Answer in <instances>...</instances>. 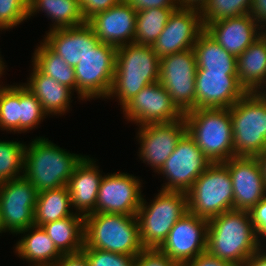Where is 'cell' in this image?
Returning <instances> with one entry per match:
<instances>
[{
  "label": "cell",
  "instance_id": "1",
  "mask_svg": "<svg viewBox=\"0 0 266 266\" xmlns=\"http://www.w3.org/2000/svg\"><path fill=\"white\" fill-rule=\"evenodd\" d=\"M262 247L249 211L233 209L208 220L206 251L210 255L242 266Z\"/></svg>",
  "mask_w": 266,
  "mask_h": 266
},
{
  "label": "cell",
  "instance_id": "2",
  "mask_svg": "<svg viewBox=\"0 0 266 266\" xmlns=\"http://www.w3.org/2000/svg\"><path fill=\"white\" fill-rule=\"evenodd\" d=\"M85 156L70 153L48 138L37 137L25 147L24 174L37 192L68 184L77 165Z\"/></svg>",
  "mask_w": 266,
  "mask_h": 266
},
{
  "label": "cell",
  "instance_id": "3",
  "mask_svg": "<svg viewBox=\"0 0 266 266\" xmlns=\"http://www.w3.org/2000/svg\"><path fill=\"white\" fill-rule=\"evenodd\" d=\"M160 57L152 46L130 43L117 47L113 85L121 109L144 87L159 81Z\"/></svg>",
  "mask_w": 266,
  "mask_h": 266
},
{
  "label": "cell",
  "instance_id": "4",
  "mask_svg": "<svg viewBox=\"0 0 266 266\" xmlns=\"http://www.w3.org/2000/svg\"><path fill=\"white\" fill-rule=\"evenodd\" d=\"M136 257L142 246L136 216L90 213L84 217V246Z\"/></svg>",
  "mask_w": 266,
  "mask_h": 266
},
{
  "label": "cell",
  "instance_id": "5",
  "mask_svg": "<svg viewBox=\"0 0 266 266\" xmlns=\"http://www.w3.org/2000/svg\"><path fill=\"white\" fill-rule=\"evenodd\" d=\"M184 119L187 133L211 163L234 157L230 108L192 109Z\"/></svg>",
  "mask_w": 266,
  "mask_h": 266
},
{
  "label": "cell",
  "instance_id": "6",
  "mask_svg": "<svg viewBox=\"0 0 266 266\" xmlns=\"http://www.w3.org/2000/svg\"><path fill=\"white\" fill-rule=\"evenodd\" d=\"M234 157H257L266 149V97L247 92L230 108Z\"/></svg>",
  "mask_w": 266,
  "mask_h": 266
},
{
  "label": "cell",
  "instance_id": "7",
  "mask_svg": "<svg viewBox=\"0 0 266 266\" xmlns=\"http://www.w3.org/2000/svg\"><path fill=\"white\" fill-rule=\"evenodd\" d=\"M154 198L151 204L142 198L136 215L141 243L145 249H158L174 224L189 212L185 192L160 190Z\"/></svg>",
  "mask_w": 266,
  "mask_h": 266
},
{
  "label": "cell",
  "instance_id": "8",
  "mask_svg": "<svg viewBox=\"0 0 266 266\" xmlns=\"http://www.w3.org/2000/svg\"><path fill=\"white\" fill-rule=\"evenodd\" d=\"M189 212L207 220L234 209L233 186L228 168L212 163L187 192Z\"/></svg>",
  "mask_w": 266,
  "mask_h": 266
},
{
  "label": "cell",
  "instance_id": "9",
  "mask_svg": "<svg viewBox=\"0 0 266 266\" xmlns=\"http://www.w3.org/2000/svg\"><path fill=\"white\" fill-rule=\"evenodd\" d=\"M117 47L100 42L85 54L76 67V92L81 100L107 98L110 94L116 66Z\"/></svg>",
  "mask_w": 266,
  "mask_h": 266
},
{
  "label": "cell",
  "instance_id": "10",
  "mask_svg": "<svg viewBox=\"0 0 266 266\" xmlns=\"http://www.w3.org/2000/svg\"><path fill=\"white\" fill-rule=\"evenodd\" d=\"M187 131L181 136L175 150L157 172L168 182L161 190L187 193L195 180L211 165Z\"/></svg>",
  "mask_w": 266,
  "mask_h": 266
},
{
  "label": "cell",
  "instance_id": "11",
  "mask_svg": "<svg viewBox=\"0 0 266 266\" xmlns=\"http://www.w3.org/2000/svg\"><path fill=\"white\" fill-rule=\"evenodd\" d=\"M38 192L24 176L0 183V233L16 234L34 225Z\"/></svg>",
  "mask_w": 266,
  "mask_h": 266
},
{
  "label": "cell",
  "instance_id": "12",
  "mask_svg": "<svg viewBox=\"0 0 266 266\" xmlns=\"http://www.w3.org/2000/svg\"><path fill=\"white\" fill-rule=\"evenodd\" d=\"M196 71L193 49L160 58L159 82L183 113L195 109Z\"/></svg>",
  "mask_w": 266,
  "mask_h": 266
},
{
  "label": "cell",
  "instance_id": "13",
  "mask_svg": "<svg viewBox=\"0 0 266 266\" xmlns=\"http://www.w3.org/2000/svg\"><path fill=\"white\" fill-rule=\"evenodd\" d=\"M207 229V219L188 212L174 224L158 249L179 266H183L206 252Z\"/></svg>",
  "mask_w": 266,
  "mask_h": 266
},
{
  "label": "cell",
  "instance_id": "14",
  "mask_svg": "<svg viewBox=\"0 0 266 266\" xmlns=\"http://www.w3.org/2000/svg\"><path fill=\"white\" fill-rule=\"evenodd\" d=\"M122 109L127 120L138 126L169 123L184 117L159 81L144 87Z\"/></svg>",
  "mask_w": 266,
  "mask_h": 266
},
{
  "label": "cell",
  "instance_id": "15",
  "mask_svg": "<svg viewBox=\"0 0 266 266\" xmlns=\"http://www.w3.org/2000/svg\"><path fill=\"white\" fill-rule=\"evenodd\" d=\"M142 183L128 173H111L102 177L95 213L136 216L142 203Z\"/></svg>",
  "mask_w": 266,
  "mask_h": 266
},
{
  "label": "cell",
  "instance_id": "16",
  "mask_svg": "<svg viewBox=\"0 0 266 266\" xmlns=\"http://www.w3.org/2000/svg\"><path fill=\"white\" fill-rule=\"evenodd\" d=\"M139 157L158 172L175 150L186 132L184 117L169 123H151L138 126Z\"/></svg>",
  "mask_w": 266,
  "mask_h": 266
},
{
  "label": "cell",
  "instance_id": "17",
  "mask_svg": "<svg viewBox=\"0 0 266 266\" xmlns=\"http://www.w3.org/2000/svg\"><path fill=\"white\" fill-rule=\"evenodd\" d=\"M204 30L200 11L178 7L152 47L160 58L193 49Z\"/></svg>",
  "mask_w": 266,
  "mask_h": 266
},
{
  "label": "cell",
  "instance_id": "18",
  "mask_svg": "<svg viewBox=\"0 0 266 266\" xmlns=\"http://www.w3.org/2000/svg\"><path fill=\"white\" fill-rule=\"evenodd\" d=\"M228 168L234 195V210L250 211L266 197V185L256 157H233L223 162Z\"/></svg>",
  "mask_w": 266,
  "mask_h": 266
},
{
  "label": "cell",
  "instance_id": "19",
  "mask_svg": "<svg viewBox=\"0 0 266 266\" xmlns=\"http://www.w3.org/2000/svg\"><path fill=\"white\" fill-rule=\"evenodd\" d=\"M195 109L231 108L247 92L237 74L197 70Z\"/></svg>",
  "mask_w": 266,
  "mask_h": 266
},
{
  "label": "cell",
  "instance_id": "20",
  "mask_svg": "<svg viewBox=\"0 0 266 266\" xmlns=\"http://www.w3.org/2000/svg\"><path fill=\"white\" fill-rule=\"evenodd\" d=\"M136 10L124 0L89 18L86 23L100 42L115 47L134 43Z\"/></svg>",
  "mask_w": 266,
  "mask_h": 266
},
{
  "label": "cell",
  "instance_id": "21",
  "mask_svg": "<svg viewBox=\"0 0 266 266\" xmlns=\"http://www.w3.org/2000/svg\"><path fill=\"white\" fill-rule=\"evenodd\" d=\"M204 28L223 49L236 58L261 36V26L249 13L208 23Z\"/></svg>",
  "mask_w": 266,
  "mask_h": 266
},
{
  "label": "cell",
  "instance_id": "22",
  "mask_svg": "<svg viewBox=\"0 0 266 266\" xmlns=\"http://www.w3.org/2000/svg\"><path fill=\"white\" fill-rule=\"evenodd\" d=\"M42 41L74 68L85 54L100 43L87 23L51 30Z\"/></svg>",
  "mask_w": 266,
  "mask_h": 266
},
{
  "label": "cell",
  "instance_id": "23",
  "mask_svg": "<svg viewBox=\"0 0 266 266\" xmlns=\"http://www.w3.org/2000/svg\"><path fill=\"white\" fill-rule=\"evenodd\" d=\"M95 162L94 159L85 156L75 168L67 184L71 206L75 207L77 214L84 217L95 213L98 190L103 177Z\"/></svg>",
  "mask_w": 266,
  "mask_h": 266
},
{
  "label": "cell",
  "instance_id": "24",
  "mask_svg": "<svg viewBox=\"0 0 266 266\" xmlns=\"http://www.w3.org/2000/svg\"><path fill=\"white\" fill-rule=\"evenodd\" d=\"M30 78L23 85L40 101L48 115H64L70 109L72 89L43 74L34 64Z\"/></svg>",
  "mask_w": 266,
  "mask_h": 266
},
{
  "label": "cell",
  "instance_id": "25",
  "mask_svg": "<svg viewBox=\"0 0 266 266\" xmlns=\"http://www.w3.org/2000/svg\"><path fill=\"white\" fill-rule=\"evenodd\" d=\"M17 234L25 235L16 243L15 252L30 266H53L63 255L42 226L32 225Z\"/></svg>",
  "mask_w": 266,
  "mask_h": 266
},
{
  "label": "cell",
  "instance_id": "26",
  "mask_svg": "<svg viewBox=\"0 0 266 266\" xmlns=\"http://www.w3.org/2000/svg\"><path fill=\"white\" fill-rule=\"evenodd\" d=\"M237 76L246 92L266 89V41L262 36L237 57Z\"/></svg>",
  "mask_w": 266,
  "mask_h": 266
},
{
  "label": "cell",
  "instance_id": "27",
  "mask_svg": "<svg viewBox=\"0 0 266 266\" xmlns=\"http://www.w3.org/2000/svg\"><path fill=\"white\" fill-rule=\"evenodd\" d=\"M193 51L197 70L237 74V58L223 49L205 30L196 40Z\"/></svg>",
  "mask_w": 266,
  "mask_h": 266
},
{
  "label": "cell",
  "instance_id": "28",
  "mask_svg": "<svg viewBox=\"0 0 266 266\" xmlns=\"http://www.w3.org/2000/svg\"><path fill=\"white\" fill-rule=\"evenodd\" d=\"M40 10L45 12L53 22L49 31L86 23L78 0H29L28 18L39 13Z\"/></svg>",
  "mask_w": 266,
  "mask_h": 266
},
{
  "label": "cell",
  "instance_id": "29",
  "mask_svg": "<svg viewBox=\"0 0 266 266\" xmlns=\"http://www.w3.org/2000/svg\"><path fill=\"white\" fill-rule=\"evenodd\" d=\"M42 228L62 254L82 251L84 246V216H69L45 223Z\"/></svg>",
  "mask_w": 266,
  "mask_h": 266
},
{
  "label": "cell",
  "instance_id": "30",
  "mask_svg": "<svg viewBox=\"0 0 266 266\" xmlns=\"http://www.w3.org/2000/svg\"><path fill=\"white\" fill-rule=\"evenodd\" d=\"M71 199L68 186L38 193L34 211V225L42 226L69 216H82L70 211Z\"/></svg>",
  "mask_w": 266,
  "mask_h": 266
},
{
  "label": "cell",
  "instance_id": "31",
  "mask_svg": "<svg viewBox=\"0 0 266 266\" xmlns=\"http://www.w3.org/2000/svg\"><path fill=\"white\" fill-rule=\"evenodd\" d=\"M40 44L33 53V64L43 74L76 91L74 67L69 66L60 55L53 52L44 42L41 41Z\"/></svg>",
  "mask_w": 266,
  "mask_h": 266
},
{
  "label": "cell",
  "instance_id": "32",
  "mask_svg": "<svg viewBox=\"0 0 266 266\" xmlns=\"http://www.w3.org/2000/svg\"><path fill=\"white\" fill-rule=\"evenodd\" d=\"M175 9L151 8L136 12L134 43L152 46Z\"/></svg>",
  "mask_w": 266,
  "mask_h": 266
},
{
  "label": "cell",
  "instance_id": "33",
  "mask_svg": "<svg viewBox=\"0 0 266 266\" xmlns=\"http://www.w3.org/2000/svg\"><path fill=\"white\" fill-rule=\"evenodd\" d=\"M25 147L20 141L0 140V183L23 176Z\"/></svg>",
  "mask_w": 266,
  "mask_h": 266
},
{
  "label": "cell",
  "instance_id": "34",
  "mask_svg": "<svg viewBox=\"0 0 266 266\" xmlns=\"http://www.w3.org/2000/svg\"><path fill=\"white\" fill-rule=\"evenodd\" d=\"M0 128L20 133V85L0 88Z\"/></svg>",
  "mask_w": 266,
  "mask_h": 266
},
{
  "label": "cell",
  "instance_id": "35",
  "mask_svg": "<svg viewBox=\"0 0 266 266\" xmlns=\"http://www.w3.org/2000/svg\"><path fill=\"white\" fill-rule=\"evenodd\" d=\"M252 0H209L200 11L202 23H208L241 16L249 13Z\"/></svg>",
  "mask_w": 266,
  "mask_h": 266
},
{
  "label": "cell",
  "instance_id": "36",
  "mask_svg": "<svg viewBox=\"0 0 266 266\" xmlns=\"http://www.w3.org/2000/svg\"><path fill=\"white\" fill-rule=\"evenodd\" d=\"M48 114L40 101L23 84L20 85V134L36 128Z\"/></svg>",
  "mask_w": 266,
  "mask_h": 266
},
{
  "label": "cell",
  "instance_id": "37",
  "mask_svg": "<svg viewBox=\"0 0 266 266\" xmlns=\"http://www.w3.org/2000/svg\"><path fill=\"white\" fill-rule=\"evenodd\" d=\"M29 0H0V31L10 30L28 19Z\"/></svg>",
  "mask_w": 266,
  "mask_h": 266
},
{
  "label": "cell",
  "instance_id": "38",
  "mask_svg": "<svg viewBox=\"0 0 266 266\" xmlns=\"http://www.w3.org/2000/svg\"><path fill=\"white\" fill-rule=\"evenodd\" d=\"M82 252L90 266H134L135 257L124 254L83 247Z\"/></svg>",
  "mask_w": 266,
  "mask_h": 266
},
{
  "label": "cell",
  "instance_id": "39",
  "mask_svg": "<svg viewBox=\"0 0 266 266\" xmlns=\"http://www.w3.org/2000/svg\"><path fill=\"white\" fill-rule=\"evenodd\" d=\"M134 266H179L159 249H144L135 257Z\"/></svg>",
  "mask_w": 266,
  "mask_h": 266
},
{
  "label": "cell",
  "instance_id": "40",
  "mask_svg": "<svg viewBox=\"0 0 266 266\" xmlns=\"http://www.w3.org/2000/svg\"><path fill=\"white\" fill-rule=\"evenodd\" d=\"M251 220L257 233L259 244L266 239V197L260 200L250 211ZM265 237V238H264ZM260 238V239H259Z\"/></svg>",
  "mask_w": 266,
  "mask_h": 266
},
{
  "label": "cell",
  "instance_id": "41",
  "mask_svg": "<svg viewBox=\"0 0 266 266\" xmlns=\"http://www.w3.org/2000/svg\"><path fill=\"white\" fill-rule=\"evenodd\" d=\"M82 16L85 21L97 13L108 10L121 0H78Z\"/></svg>",
  "mask_w": 266,
  "mask_h": 266
},
{
  "label": "cell",
  "instance_id": "42",
  "mask_svg": "<svg viewBox=\"0 0 266 266\" xmlns=\"http://www.w3.org/2000/svg\"><path fill=\"white\" fill-rule=\"evenodd\" d=\"M130 4L136 11H142L151 8L177 9L176 0H124Z\"/></svg>",
  "mask_w": 266,
  "mask_h": 266
},
{
  "label": "cell",
  "instance_id": "43",
  "mask_svg": "<svg viewBox=\"0 0 266 266\" xmlns=\"http://www.w3.org/2000/svg\"><path fill=\"white\" fill-rule=\"evenodd\" d=\"M183 266H238L210 255L207 251L185 263Z\"/></svg>",
  "mask_w": 266,
  "mask_h": 266
},
{
  "label": "cell",
  "instance_id": "44",
  "mask_svg": "<svg viewBox=\"0 0 266 266\" xmlns=\"http://www.w3.org/2000/svg\"><path fill=\"white\" fill-rule=\"evenodd\" d=\"M53 266H90L85 254L80 251L73 254H63Z\"/></svg>",
  "mask_w": 266,
  "mask_h": 266
},
{
  "label": "cell",
  "instance_id": "45",
  "mask_svg": "<svg viewBox=\"0 0 266 266\" xmlns=\"http://www.w3.org/2000/svg\"><path fill=\"white\" fill-rule=\"evenodd\" d=\"M249 14L260 24L261 29L266 28V0H252Z\"/></svg>",
  "mask_w": 266,
  "mask_h": 266
},
{
  "label": "cell",
  "instance_id": "46",
  "mask_svg": "<svg viewBox=\"0 0 266 266\" xmlns=\"http://www.w3.org/2000/svg\"><path fill=\"white\" fill-rule=\"evenodd\" d=\"M264 251L266 250L260 249L253 253L242 266H266V252Z\"/></svg>",
  "mask_w": 266,
  "mask_h": 266
},
{
  "label": "cell",
  "instance_id": "47",
  "mask_svg": "<svg viewBox=\"0 0 266 266\" xmlns=\"http://www.w3.org/2000/svg\"><path fill=\"white\" fill-rule=\"evenodd\" d=\"M209 0H176L179 8H187L201 11Z\"/></svg>",
  "mask_w": 266,
  "mask_h": 266
},
{
  "label": "cell",
  "instance_id": "48",
  "mask_svg": "<svg viewBox=\"0 0 266 266\" xmlns=\"http://www.w3.org/2000/svg\"><path fill=\"white\" fill-rule=\"evenodd\" d=\"M256 158L258 159L260 163L262 174L264 177V182L266 185V149L262 153H260Z\"/></svg>",
  "mask_w": 266,
  "mask_h": 266
},
{
  "label": "cell",
  "instance_id": "49",
  "mask_svg": "<svg viewBox=\"0 0 266 266\" xmlns=\"http://www.w3.org/2000/svg\"><path fill=\"white\" fill-rule=\"evenodd\" d=\"M0 56H1V54H0ZM3 58H1L0 57V78H1V76L3 75V73H4V70H5V63L3 62V60H2ZM3 87H5L4 85L2 86V84L0 85V88H3Z\"/></svg>",
  "mask_w": 266,
  "mask_h": 266
},
{
  "label": "cell",
  "instance_id": "50",
  "mask_svg": "<svg viewBox=\"0 0 266 266\" xmlns=\"http://www.w3.org/2000/svg\"><path fill=\"white\" fill-rule=\"evenodd\" d=\"M260 31H261V36H262V37L264 38V40L266 41V29H265V30L261 29Z\"/></svg>",
  "mask_w": 266,
  "mask_h": 266
},
{
  "label": "cell",
  "instance_id": "51",
  "mask_svg": "<svg viewBox=\"0 0 266 266\" xmlns=\"http://www.w3.org/2000/svg\"><path fill=\"white\" fill-rule=\"evenodd\" d=\"M266 97V89L261 92Z\"/></svg>",
  "mask_w": 266,
  "mask_h": 266
}]
</instances>
